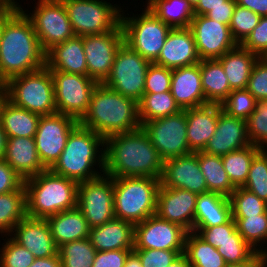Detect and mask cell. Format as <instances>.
<instances>
[{
  "mask_svg": "<svg viewBox=\"0 0 267 267\" xmlns=\"http://www.w3.org/2000/svg\"><path fill=\"white\" fill-rule=\"evenodd\" d=\"M260 16L248 8L236 4L229 25L233 39L241 44L259 24Z\"/></svg>",
  "mask_w": 267,
  "mask_h": 267,
  "instance_id": "bcb514c9",
  "label": "cell"
},
{
  "mask_svg": "<svg viewBox=\"0 0 267 267\" xmlns=\"http://www.w3.org/2000/svg\"><path fill=\"white\" fill-rule=\"evenodd\" d=\"M261 150L262 149L251 144L221 156L224 169L235 188L243 187L248 177L253 158Z\"/></svg>",
  "mask_w": 267,
  "mask_h": 267,
  "instance_id": "74e56055",
  "label": "cell"
},
{
  "mask_svg": "<svg viewBox=\"0 0 267 267\" xmlns=\"http://www.w3.org/2000/svg\"><path fill=\"white\" fill-rule=\"evenodd\" d=\"M200 61L192 31L176 28L168 33L159 57L153 63L173 70Z\"/></svg>",
  "mask_w": 267,
  "mask_h": 267,
  "instance_id": "603a6c76",
  "label": "cell"
},
{
  "mask_svg": "<svg viewBox=\"0 0 267 267\" xmlns=\"http://www.w3.org/2000/svg\"><path fill=\"white\" fill-rule=\"evenodd\" d=\"M46 67L49 70L88 76L83 36H75L49 49L46 52Z\"/></svg>",
  "mask_w": 267,
  "mask_h": 267,
  "instance_id": "83f0119b",
  "label": "cell"
},
{
  "mask_svg": "<svg viewBox=\"0 0 267 267\" xmlns=\"http://www.w3.org/2000/svg\"><path fill=\"white\" fill-rule=\"evenodd\" d=\"M133 249L97 251L92 267H124L125 260Z\"/></svg>",
  "mask_w": 267,
  "mask_h": 267,
  "instance_id": "11a10c76",
  "label": "cell"
},
{
  "mask_svg": "<svg viewBox=\"0 0 267 267\" xmlns=\"http://www.w3.org/2000/svg\"><path fill=\"white\" fill-rule=\"evenodd\" d=\"M29 267H61L59 254L48 258H36Z\"/></svg>",
  "mask_w": 267,
  "mask_h": 267,
  "instance_id": "94428289",
  "label": "cell"
},
{
  "mask_svg": "<svg viewBox=\"0 0 267 267\" xmlns=\"http://www.w3.org/2000/svg\"><path fill=\"white\" fill-rule=\"evenodd\" d=\"M248 138L252 145L267 149V99L255 103V110L246 119Z\"/></svg>",
  "mask_w": 267,
  "mask_h": 267,
  "instance_id": "7bdbcfd3",
  "label": "cell"
},
{
  "mask_svg": "<svg viewBox=\"0 0 267 267\" xmlns=\"http://www.w3.org/2000/svg\"><path fill=\"white\" fill-rule=\"evenodd\" d=\"M160 185L188 190L197 195L208 192L198 163V151L164 161Z\"/></svg>",
  "mask_w": 267,
  "mask_h": 267,
  "instance_id": "d6986e66",
  "label": "cell"
},
{
  "mask_svg": "<svg viewBox=\"0 0 267 267\" xmlns=\"http://www.w3.org/2000/svg\"><path fill=\"white\" fill-rule=\"evenodd\" d=\"M232 219L229 197L206 192L197 195L194 227H213Z\"/></svg>",
  "mask_w": 267,
  "mask_h": 267,
  "instance_id": "f546056e",
  "label": "cell"
},
{
  "mask_svg": "<svg viewBox=\"0 0 267 267\" xmlns=\"http://www.w3.org/2000/svg\"><path fill=\"white\" fill-rule=\"evenodd\" d=\"M190 265L187 262L186 257L182 254L179 258H177L172 264L167 267H189Z\"/></svg>",
  "mask_w": 267,
  "mask_h": 267,
  "instance_id": "003e7915",
  "label": "cell"
},
{
  "mask_svg": "<svg viewBox=\"0 0 267 267\" xmlns=\"http://www.w3.org/2000/svg\"><path fill=\"white\" fill-rule=\"evenodd\" d=\"M189 29L201 60L218 59L238 45L232 37L229 25L218 23L206 15L194 16Z\"/></svg>",
  "mask_w": 267,
  "mask_h": 267,
  "instance_id": "ac0fdd59",
  "label": "cell"
},
{
  "mask_svg": "<svg viewBox=\"0 0 267 267\" xmlns=\"http://www.w3.org/2000/svg\"><path fill=\"white\" fill-rule=\"evenodd\" d=\"M4 160L24 180L46 170L39 159L34 137H8Z\"/></svg>",
  "mask_w": 267,
  "mask_h": 267,
  "instance_id": "484cf974",
  "label": "cell"
},
{
  "mask_svg": "<svg viewBox=\"0 0 267 267\" xmlns=\"http://www.w3.org/2000/svg\"><path fill=\"white\" fill-rule=\"evenodd\" d=\"M4 99H5V88L4 85L0 83V105Z\"/></svg>",
  "mask_w": 267,
  "mask_h": 267,
  "instance_id": "89a4df30",
  "label": "cell"
},
{
  "mask_svg": "<svg viewBox=\"0 0 267 267\" xmlns=\"http://www.w3.org/2000/svg\"><path fill=\"white\" fill-rule=\"evenodd\" d=\"M246 89L257 101L267 99V61L264 58L256 61Z\"/></svg>",
  "mask_w": 267,
  "mask_h": 267,
  "instance_id": "f5cc1de1",
  "label": "cell"
},
{
  "mask_svg": "<svg viewBox=\"0 0 267 267\" xmlns=\"http://www.w3.org/2000/svg\"><path fill=\"white\" fill-rule=\"evenodd\" d=\"M9 236L28 249L34 258H48L58 254V247L52 237L46 219L26 216L17 223Z\"/></svg>",
  "mask_w": 267,
  "mask_h": 267,
  "instance_id": "44dd1931",
  "label": "cell"
},
{
  "mask_svg": "<svg viewBox=\"0 0 267 267\" xmlns=\"http://www.w3.org/2000/svg\"><path fill=\"white\" fill-rule=\"evenodd\" d=\"M7 134L5 133L4 129L2 128L0 122V160L4 159L6 153V146H7Z\"/></svg>",
  "mask_w": 267,
  "mask_h": 267,
  "instance_id": "03108f58",
  "label": "cell"
},
{
  "mask_svg": "<svg viewBox=\"0 0 267 267\" xmlns=\"http://www.w3.org/2000/svg\"><path fill=\"white\" fill-rule=\"evenodd\" d=\"M25 184L19 189L0 194V234L9 235L14 226L26 217ZM3 234V235H2Z\"/></svg>",
  "mask_w": 267,
  "mask_h": 267,
  "instance_id": "8d00e7d4",
  "label": "cell"
},
{
  "mask_svg": "<svg viewBox=\"0 0 267 267\" xmlns=\"http://www.w3.org/2000/svg\"><path fill=\"white\" fill-rule=\"evenodd\" d=\"M135 224L114 218L90 228L89 240L96 251L134 249Z\"/></svg>",
  "mask_w": 267,
  "mask_h": 267,
  "instance_id": "4316f807",
  "label": "cell"
},
{
  "mask_svg": "<svg viewBox=\"0 0 267 267\" xmlns=\"http://www.w3.org/2000/svg\"><path fill=\"white\" fill-rule=\"evenodd\" d=\"M34 10L26 15L32 21L42 49L47 52L54 45L74 38L67 10L61 0H38Z\"/></svg>",
  "mask_w": 267,
  "mask_h": 267,
  "instance_id": "7c38bea8",
  "label": "cell"
},
{
  "mask_svg": "<svg viewBox=\"0 0 267 267\" xmlns=\"http://www.w3.org/2000/svg\"><path fill=\"white\" fill-rule=\"evenodd\" d=\"M236 230V223L232 218L228 223L213 227H194L193 232L217 249L226 241L233 240Z\"/></svg>",
  "mask_w": 267,
  "mask_h": 267,
  "instance_id": "f907efd6",
  "label": "cell"
},
{
  "mask_svg": "<svg viewBox=\"0 0 267 267\" xmlns=\"http://www.w3.org/2000/svg\"><path fill=\"white\" fill-rule=\"evenodd\" d=\"M3 85L5 98L15 106L40 116L57 113L53 80L46 66L33 72L14 76Z\"/></svg>",
  "mask_w": 267,
  "mask_h": 267,
  "instance_id": "52a82bcc",
  "label": "cell"
},
{
  "mask_svg": "<svg viewBox=\"0 0 267 267\" xmlns=\"http://www.w3.org/2000/svg\"><path fill=\"white\" fill-rule=\"evenodd\" d=\"M221 104H206L186 109L187 141L192 152L203 151L214 135Z\"/></svg>",
  "mask_w": 267,
  "mask_h": 267,
  "instance_id": "d4e9b609",
  "label": "cell"
},
{
  "mask_svg": "<svg viewBox=\"0 0 267 267\" xmlns=\"http://www.w3.org/2000/svg\"><path fill=\"white\" fill-rule=\"evenodd\" d=\"M96 252L89 238L64 243L58 247L61 267H92Z\"/></svg>",
  "mask_w": 267,
  "mask_h": 267,
  "instance_id": "60d3db41",
  "label": "cell"
},
{
  "mask_svg": "<svg viewBox=\"0 0 267 267\" xmlns=\"http://www.w3.org/2000/svg\"><path fill=\"white\" fill-rule=\"evenodd\" d=\"M113 178L105 173L78 184L77 207L90 228L115 218Z\"/></svg>",
  "mask_w": 267,
  "mask_h": 267,
  "instance_id": "5bb4252c",
  "label": "cell"
},
{
  "mask_svg": "<svg viewBox=\"0 0 267 267\" xmlns=\"http://www.w3.org/2000/svg\"><path fill=\"white\" fill-rule=\"evenodd\" d=\"M265 259V267H267V250L263 253Z\"/></svg>",
  "mask_w": 267,
  "mask_h": 267,
  "instance_id": "8c879c8a",
  "label": "cell"
},
{
  "mask_svg": "<svg viewBox=\"0 0 267 267\" xmlns=\"http://www.w3.org/2000/svg\"><path fill=\"white\" fill-rule=\"evenodd\" d=\"M198 163L205 177L208 192L229 197L235 187L224 169L222 157L198 151Z\"/></svg>",
  "mask_w": 267,
  "mask_h": 267,
  "instance_id": "e575fe53",
  "label": "cell"
},
{
  "mask_svg": "<svg viewBox=\"0 0 267 267\" xmlns=\"http://www.w3.org/2000/svg\"><path fill=\"white\" fill-rule=\"evenodd\" d=\"M183 255L193 267H226L222 255L195 232H187Z\"/></svg>",
  "mask_w": 267,
  "mask_h": 267,
  "instance_id": "d590c367",
  "label": "cell"
},
{
  "mask_svg": "<svg viewBox=\"0 0 267 267\" xmlns=\"http://www.w3.org/2000/svg\"><path fill=\"white\" fill-rule=\"evenodd\" d=\"M235 6L236 0H233L227 7L213 8L206 16L218 23L230 25Z\"/></svg>",
  "mask_w": 267,
  "mask_h": 267,
  "instance_id": "6f0895ef",
  "label": "cell"
},
{
  "mask_svg": "<svg viewBox=\"0 0 267 267\" xmlns=\"http://www.w3.org/2000/svg\"><path fill=\"white\" fill-rule=\"evenodd\" d=\"M138 108L141 125L147 121L167 117L181 111L171 91L143 94L142 99L138 102Z\"/></svg>",
  "mask_w": 267,
  "mask_h": 267,
  "instance_id": "f35d334b",
  "label": "cell"
},
{
  "mask_svg": "<svg viewBox=\"0 0 267 267\" xmlns=\"http://www.w3.org/2000/svg\"><path fill=\"white\" fill-rule=\"evenodd\" d=\"M256 99L245 89H236L222 102L223 111L230 116L246 120L255 110Z\"/></svg>",
  "mask_w": 267,
  "mask_h": 267,
  "instance_id": "f6af8a7d",
  "label": "cell"
},
{
  "mask_svg": "<svg viewBox=\"0 0 267 267\" xmlns=\"http://www.w3.org/2000/svg\"><path fill=\"white\" fill-rule=\"evenodd\" d=\"M187 232L154 214L135 224L134 249L184 250Z\"/></svg>",
  "mask_w": 267,
  "mask_h": 267,
  "instance_id": "e0dca14e",
  "label": "cell"
},
{
  "mask_svg": "<svg viewBox=\"0 0 267 267\" xmlns=\"http://www.w3.org/2000/svg\"><path fill=\"white\" fill-rule=\"evenodd\" d=\"M151 63L123 43L116 52L111 73L103 84L139 102L144 94L146 74Z\"/></svg>",
  "mask_w": 267,
  "mask_h": 267,
  "instance_id": "30bf717a",
  "label": "cell"
},
{
  "mask_svg": "<svg viewBox=\"0 0 267 267\" xmlns=\"http://www.w3.org/2000/svg\"><path fill=\"white\" fill-rule=\"evenodd\" d=\"M75 36L113 31L121 23L122 8L108 0H61Z\"/></svg>",
  "mask_w": 267,
  "mask_h": 267,
  "instance_id": "9c48e42d",
  "label": "cell"
},
{
  "mask_svg": "<svg viewBox=\"0 0 267 267\" xmlns=\"http://www.w3.org/2000/svg\"><path fill=\"white\" fill-rule=\"evenodd\" d=\"M123 43L121 23L113 31L83 36L88 76L103 83L110 75L116 52Z\"/></svg>",
  "mask_w": 267,
  "mask_h": 267,
  "instance_id": "2e32d148",
  "label": "cell"
},
{
  "mask_svg": "<svg viewBox=\"0 0 267 267\" xmlns=\"http://www.w3.org/2000/svg\"><path fill=\"white\" fill-rule=\"evenodd\" d=\"M6 239L0 248V267H29L35 259L33 254L9 235Z\"/></svg>",
  "mask_w": 267,
  "mask_h": 267,
  "instance_id": "c3c4849f",
  "label": "cell"
},
{
  "mask_svg": "<svg viewBox=\"0 0 267 267\" xmlns=\"http://www.w3.org/2000/svg\"><path fill=\"white\" fill-rule=\"evenodd\" d=\"M46 220L57 247L64 243L89 238L90 227L77 206L51 215Z\"/></svg>",
  "mask_w": 267,
  "mask_h": 267,
  "instance_id": "f1b7e54d",
  "label": "cell"
},
{
  "mask_svg": "<svg viewBox=\"0 0 267 267\" xmlns=\"http://www.w3.org/2000/svg\"><path fill=\"white\" fill-rule=\"evenodd\" d=\"M171 79V69L151 63L146 74L144 94L170 91Z\"/></svg>",
  "mask_w": 267,
  "mask_h": 267,
  "instance_id": "681fc988",
  "label": "cell"
},
{
  "mask_svg": "<svg viewBox=\"0 0 267 267\" xmlns=\"http://www.w3.org/2000/svg\"><path fill=\"white\" fill-rule=\"evenodd\" d=\"M24 184L20 177L4 160H0V194L13 192Z\"/></svg>",
  "mask_w": 267,
  "mask_h": 267,
  "instance_id": "9f6ffc18",
  "label": "cell"
},
{
  "mask_svg": "<svg viewBox=\"0 0 267 267\" xmlns=\"http://www.w3.org/2000/svg\"><path fill=\"white\" fill-rule=\"evenodd\" d=\"M145 9V10H144ZM141 14L129 17L123 8L121 26L124 43L143 58L154 62L160 54L171 27L162 22L150 9L145 7ZM135 16V17H134Z\"/></svg>",
  "mask_w": 267,
  "mask_h": 267,
  "instance_id": "ba28073f",
  "label": "cell"
},
{
  "mask_svg": "<svg viewBox=\"0 0 267 267\" xmlns=\"http://www.w3.org/2000/svg\"><path fill=\"white\" fill-rule=\"evenodd\" d=\"M226 267H265V259L262 253H256L249 261L239 264H227Z\"/></svg>",
  "mask_w": 267,
  "mask_h": 267,
  "instance_id": "6125c7cd",
  "label": "cell"
},
{
  "mask_svg": "<svg viewBox=\"0 0 267 267\" xmlns=\"http://www.w3.org/2000/svg\"><path fill=\"white\" fill-rule=\"evenodd\" d=\"M163 161L192 153L187 141L186 110L141 125Z\"/></svg>",
  "mask_w": 267,
  "mask_h": 267,
  "instance_id": "4fadbf2b",
  "label": "cell"
},
{
  "mask_svg": "<svg viewBox=\"0 0 267 267\" xmlns=\"http://www.w3.org/2000/svg\"><path fill=\"white\" fill-rule=\"evenodd\" d=\"M159 187L152 177L113 178L115 218L137 224L154 215Z\"/></svg>",
  "mask_w": 267,
  "mask_h": 267,
  "instance_id": "8992f818",
  "label": "cell"
},
{
  "mask_svg": "<svg viewBox=\"0 0 267 267\" xmlns=\"http://www.w3.org/2000/svg\"><path fill=\"white\" fill-rule=\"evenodd\" d=\"M232 218L243 239L258 253L263 254L267 250L264 245L267 244V211L260 215Z\"/></svg>",
  "mask_w": 267,
  "mask_h": 267,
  "instance_id": "ab89813d",
  "label": "cell"
},
{
  "mask_svg": "<svg viewBox=\"0 0 267 267\" xmlns=\"http://www.w3.org/2000/svg\"><path fill=\"white\" fill-rule=\"evenodd\" d=\"M26 215L46 219L77 206L78 182L46 169L24 180Z\"/></svg>",
  "mask_w": 267,
  "mask_h": 267,
  "instance_id": "5b68a950",
  "label": "cell"
},
{
  "mask_svg": "<svg viewBox=\"0 0 267 267\" xmlns=\"http://www.w3.org/2000/svg\"><path fill=\"white\" fill-rule=\"evenodd\" d=\"M146 7L172 29L189 28L194 10L187 0H147Z\"/></svg>",
  "mask_w": 267,
  "mask_h": 267,
  "instance_id": "836d02e7",
  "label": "cell"
},
{
  "mask_svg": "<svg viewBox=\"0 0 267 267\" xmlns=\"http://www.w3.org/2000/svg\"><path fill=\"white\" fill-rule=\"evenodd\" d=\"M18 0H0V8L20 7Z\"/></svg>",
  "mask_w": 267,
  "mask_h": 267,
  "instance_id": "a7ac6f4b",
  "label": "cell"
},
{
  "mask_svg": "<svg viewBox=\"0 0 267 267\" xmlns=\"http://www.w3.org/2000/svg\"><path fill=\"white\" fill-rule=\"evenodd\" d=\"M142 267H167L179 258L184 250L133 249Z\"/></svg>",
  "mask_w": 267,
  "mask_h": 267,
  "instance_id": "816d5d0a",
  "label": "cell"
},
{
  "mask_svg": "<svg viewBox=\"0 0 267 267\" xmlns=\"http://www.w3.org/2000/svg\"><path fill=\"white\" fill-rule=\"evenodd\" d=\"M233 0H199L193 8L194 16L207 15L213 8L227 7Z\"/></svg>",
  "mask_w": 267,
  "mask_h": 267,
  "instance_id": "680465c9",
  "label": "cell"
},
{
  "mask_svg": "<svg viewBox=\"0 0 267 267\" xmlns=\"http://www.w3.org/2000/svg\"><path fill=\"white\" fill-rule=\"evenodd\" d=\"M236 4L252 10L260 17L267 16V0H236Z\"/></svg>",
  "mask_w": 267,
  "mask_h": 267,
  "instance_id": "91938a15",
  "label": "cell"
},
{
  "mask_svg": "<svg viewBox=\"0 0 267 267\" xmlns=\"http://www.w3.org/2000/svg\"><path fill=\"white\" fill-rule=\"evenodd\" d=\"M164 161L140 127L105 139V170L112 178L152 177L160 179Z\"/></svg>",
  "mask_w": 267,
  "mask_h": 267,
  "instance_id": "7a4b0ae2",
  "label": "cell"
},
{
  "mask_svg": "<svg viewBox=\"0 0 267 267\" xmlns=\"http://www.w3.org/2000/svg\"><path fill=\"white\" fill-rule=\"evenodd\" d=\"M259 58L238 44L217 60L222 64L230 88L236 90L247 88L252 69Z\"/></svg>",
  "mask_w": 267,
  "mask_h": 267,
  "instance_id": "4dcf8cb0",
  "label": "cell"
},
{
  "mask_svg": "<svg viewBox=\"0 0 267 267\" xmlns=\"http://www.w3.org/2000/svg\"><path fill=\"white\" fill-rule=\"evenodd\" d=\"M232 217H248L264 214L267 202L243 187H237L229 196Z\"/></svg>",
  "mask_w": 267,
  "mask_h": 267,
  "instance_id": "b9f144b4",
  "label": "cell"
},
{
  "mask_svg": "<svg viewBox=\"0 0 267 267\" xmlns=\"http://www.w3.org/2000/svg\"><path fill=\"white\" fill-rule=\"evenodd\" d=\"M50 170L78 183L100 176L105 170V139L79 123Z\"/></svg>",
  "mask_w": 267,
  "mask_h": 267,
  "instance_id": "277c9868",
  "label": "cell"
},
{
  "mask_svg": "<svg viewBox=\"0 0 267 267\" xmlns=\"http://www.w3.org/2000/svg\"><path fill=\"white\" fill-rule=\"evenodd\" d=\"M197 194L179 188L160 185L155 214L161 219L179 224L188 232L194 229Z\"/></svg>",
  "mask_w": 267,
  "mask_h": 267,
  "instance_id": "ffe728a7",
  "label": "cell"
},
{
  "mask_svg": "<svg viewBox=\"0 0 267 267\" xmlns=\"http://www.w3.org/2000/svg\"><path fill=\"white\" fill-rule=\"evenodd\" d=\"M240 45L260 58L265 56L267 53V16L260 18L259 24Z\"/></svg>",
  "mask_w": 267,
  "mask_h": 267,
  "instance_id": "db71d44e",
  "label": "cell"
},
{
  "mask_svg": "<svg viewBox=\"0 0 267 267\" xmlns=\"http://www.w3.org/2000/svg\"><path fill=\"white\" fill-rule=\"evenodd\" d=\"M20 7L8 18L0 38V83L46 66V52L26 10Z\"/></svg>",
  "mask_w": 267,
  "mask_h": 267,
  "instance_id": "6da1fadb",
  "label": "cell"
},
{
  "mask_svg": "<svg viewBox=\"0 0 267 267\" xmlns=\"http://www.w3.org/2000/svg\"><path fill=\"white\" fill-rule=\"evenodd\" d=\"M263 58L267 61V53L265 54V56Z\"/></svg>",
  "mask_w": 267,
  "mask_h": 267,
  "instance_id": "753ad0ef",
  "label": "cell"
},
{
  "mask_svg": "<svg viewBox=\"0 0 267 267\" xmlns=\"http://www.w3.org/2000/svg\"><path fill=\"white\" fill-rule=\"evenodd\" d=\"M226 264H239L249 261L257 251L252 248L236 230L233 240H228L217 248Z\"/></svg>",
  "mask_w": 267,
  "mask_h": 267,
  "instance_id": "7dc6e473",
  "label": "cell"
},
{
  "mask_svg": "<svg viewBox=\"0 0 267 267\" xmlns=\"http://www.w3.org/2000/svg\"><path fill=\"white\" fill-rule=\"evenodd\" d=\"M251 145L248 138L246 120L230 116L221 111L214 135L203 152L223 156L232 151Z\"/></svg>",
  "mask_w": 267,
  "mask_h": 267,
  "instance_id": "7402d4cb",
  "label": "cell"
},
{
  "mask_svg": "<svg viewBox=\"0 0 267 267\" xmlns=\"http://www.w3.org/2000/svg\"><path fill=\"white\" fill-rule=\"evenodd\" d=\"M40 115L15 106L6 98L0 105V122L7 137H34Z\"/></svg>",
  "mask_w": 267,
  "mask_h": 267,
  "instance_id": "1f68e13d",
  "label": "cell"
},
{
  "mask_svg": "<svg viewBox=\"0 0 267 267\" xmlns=\"http://www.w3.org/2000/svg\"><path fill=\"white\" fill-rule=\"evenodd\" d=\"M243 188L267 202V149H262L253 158Z\"/></svg>",
  "mask_w": 267,
  "mask_h": 267,
  "instance_id": "ee69618b",
  "label": "cell"
},
{
  "mask_svg": "<svg viewBox=\"0 0 267 267\" xmlns=\"http://www.w3.org/2000/svg\"><path fill=\"white\" fill-rule=\"evenodd\" d=\"M170 91L181 110L209 104L202 88L199 63L173 69Z\"/></svg>",
  "mask_w": 267,
  "mask_h": 267,
  "instance_id": "cb8c5ba5",
  "label": "cell"
},
{
  "mask_svg": "<svg viewBox=\"0 0 267 267\" xmlns=\"http://www.w3.org/2000/svg\"><path fill=\"white\" fill-rule=\"evenodd\" d=\"M79 123L107 137L141 127L138 102L98 83L90 97L87 113Z\"/></svg>",
  "mask_w": 267,
  "mask_h": 267,
  "instance_id": "3957f363",
  "label": "cell"
},
{
  "mask_svg": "<svg viewBox=\"0 0 267 267\" xmlns=\"http://www.w3.org/2000/svg\"><path fill=\"white\" fill-rule=\"evenodd\" d=\"M78 124L74 117L61 113L40 116L34 140L39 159L46 169L58 160L68 136Z\"/></svg>",
  "mask_w": 267,
  "mask_h": 267,
  "instance_id": "9a60e30c",
  "label": "cell"
},
{
  "mask_svg": "<svg viewBox=\"0 0 267 267\" xmlns=\"http://www.w3.org/2000/svg\"><path fill=\"white\" fill-rule=\"evenodd\" d=\"M19 7L11 8H0V38L2 35L3 28L8 18L18 9Z\"/></svg>",
  "mask_w": 267,
  "mask_h": 267,
  "instance_id": "be15d7a7",
  "label": "cell"
},
{
  "mask_svg": "<svg viewBox=\"0 0 267 267\" xmlns=\"http://www.w3.org/2000/svg\"><path fill=\"white\" fill-rule=\"evenodd\" d=\"M202 88L210 104H222L232 92L222 64L217 59H203L199 62Z\"/></svg>",
  "mask_w": 267,
  "mask_h": 267,
  "instance_id": "d6a6232c",
  "label": "cell"
},
{
  "mask_svg": "<svg viewBox=\"0 0 267 267\" xmlns=\"http://www.w3.org/2000/svg\"><path fill=\"white\" fill-rule=\"evenodd\" d=\"M187 1L192 6V8H194L199 2V0H187Z\"/></svg>",
  "mask_w": 267,
  "mask_h": 267,
  "instance_id": "2644e50d",
  "label": "cell"
},
{
  "mask_svg": "<svg viewBox=\"0 0 267 267\" xmlns=\"http://www.w3.org/2000/svg\"><path fill=\"white\" fill-rule=\"evenodd\" d=\"M124 267H142L140 258L134 251H131L127 256Z\"/></svg>",
  "mask_w": 267,
  "mask_h": 267,
  "instance_id": "e7e4bbea",
  "label": "cell"
},
{
  "mask_svg": "<svg viewBox=\"0 0 267 267\" xmlns=\"http://www.w3.org/2000/svg\"><path fill=\"white\" fill-rule=\"evenodd\" d=\"M57 113L80 121L87 113L90 97L98 82L89 76L50 70Z\"/></svg>",
  "mask_w": 267,
  "mask_h": 267,
  "instance_id": "8fae6325",
  "label": "cell"
}]
</instances>
